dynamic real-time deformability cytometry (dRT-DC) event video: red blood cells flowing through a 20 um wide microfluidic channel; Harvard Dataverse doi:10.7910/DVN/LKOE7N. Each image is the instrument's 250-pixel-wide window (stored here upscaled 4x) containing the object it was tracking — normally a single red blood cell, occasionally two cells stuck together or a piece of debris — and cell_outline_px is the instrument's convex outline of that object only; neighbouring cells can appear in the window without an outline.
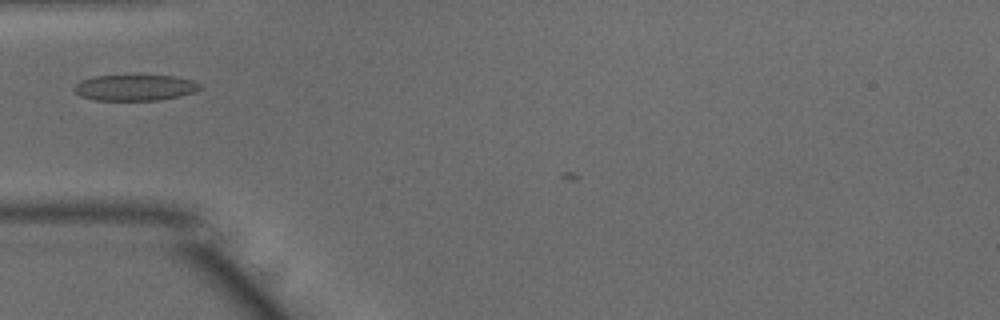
{"species": "common noctule bat (a hibernating species)", "species_latin": "Nyctalus noctula", "temperature_condition": "warm", "stored_images_in_passage": 29, "camera_frame_rate_fps": 3000, "um_per_image_px": 0.085, "animal": {"sex": "male", "body_mass_g": 15.6}, "frame": {"image": 1, "passage_image": 1, "time_ms": 0.0, "image_size_px": [1000, 320], "cell_outline_px": [[200, 88], [196, 92], [180, 96], [160, 100], [96, 100], [80, 96], [72, 88], [80, 80], [96, 76], [176, 76], [192, 80], [200, 84]], "centroid_in_image_um": [11.48, 7.45], "position_along_channel_um": 73.5, "area_um2": 18.96}}
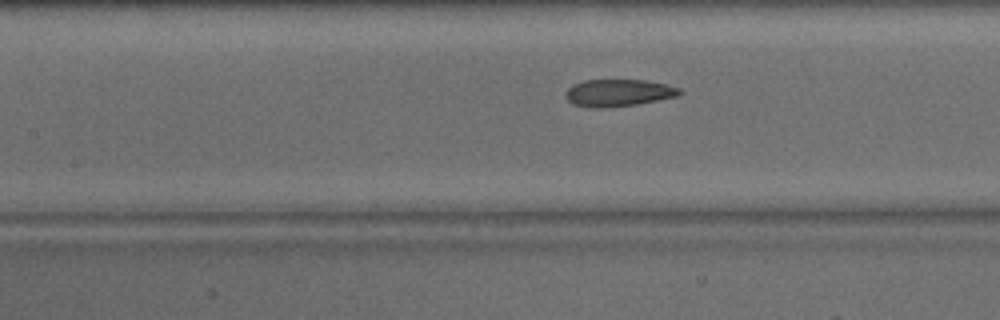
{"frame": {"image": 2, "passage_image": 7, "time_ms": 2.0, "image_size_px": [1000, 320], "cell_outline_px": [[684, 92], [676, 96], [636, 104], [604, 108], [592, 108], [572, 104], [568, 100], [568, 88], [572, 84], [584, 80], [644, 80], [668, 84], [680, 88]], "centroid_in_image_um": [52.58, 7.88], "position_along_channel_um": 154.8, "area_um2": 17.92}}
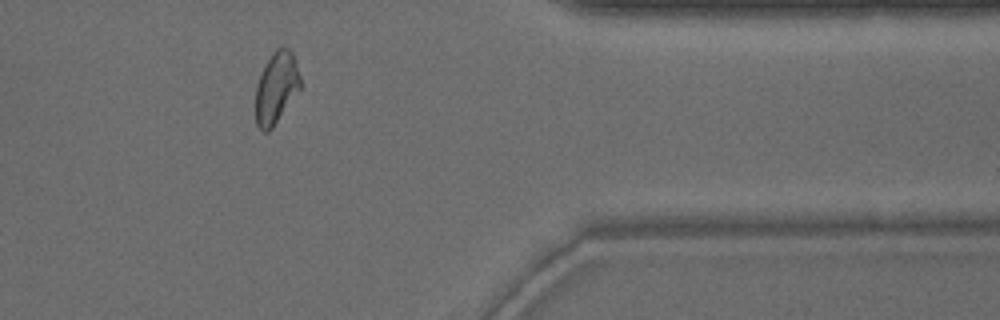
{"frame": {"image": 3, "passage_image": 26, "time_ms": 8.333, "image_size_px": [1000, 320], "cell_outline_px": [[300, 88], [272, 128], [268, 132], [264, 132], [256, 124], [256, 84], [264, 64], [272, 52], [276, 48], [288, 48], [292, 52], [300, 76]], "centroid_in_image_um": [23.46, 7.44], "position_along_channel_um": 387.9, "area_um2": 18.44}}